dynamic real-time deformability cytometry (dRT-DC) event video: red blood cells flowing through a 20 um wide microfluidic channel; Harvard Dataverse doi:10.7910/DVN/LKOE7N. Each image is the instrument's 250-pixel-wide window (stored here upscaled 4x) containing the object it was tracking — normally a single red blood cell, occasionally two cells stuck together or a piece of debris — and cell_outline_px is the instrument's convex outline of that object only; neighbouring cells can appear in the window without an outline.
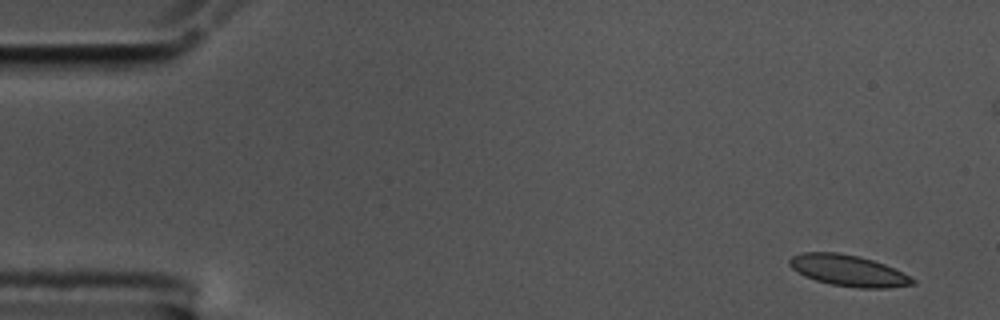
{"species": "common noctule bat (a hibernating species)", "species_latin": "Nyctalus noctula", "temperature_condition": "cold", "stored_images_in_passage": 55, "camera_frame_rate_fps": 3000, "um_per_image_px": 0.085, "animal": {"sex": "male", "body_mass_g": 17.5, "forearm_length_mm": 52.3}, "frame": {"image": 1, "passage_image": 1, "time_ms": 0.0, "image_size_px": [1000, 320], "cell_outline_px": [[916, 284], [888, 288], [860, 288], [832, 284], [816, 280], [804, 276], [792, 268], [788, 264], [788, 260], [792, 256], [804, 252], [836, 252], [860, 256], [884, 264], [916, 280]], "centroid_in_image_um": [72.08, 22.99], "position_along_channel_um": 12.9, "area_um2": 22.2}}
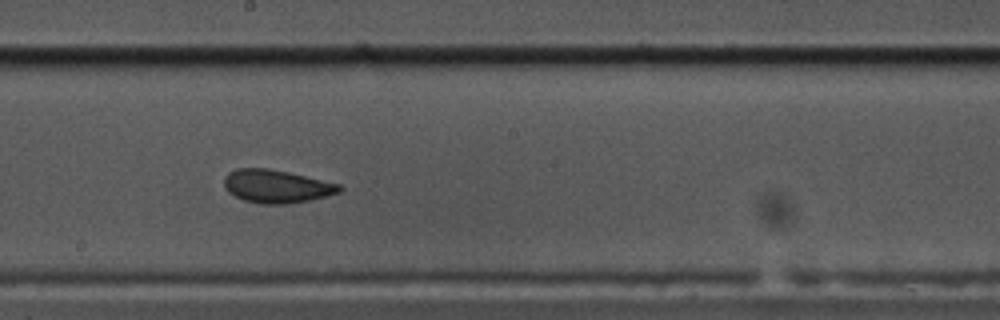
{"frame": {"image": 2, "passage_image": 29, "time_ms": 9.333, "image_size_px": [1000, 320], "cell_outline_px": [[344, 188], [340, 192], [308, 200], [288, 204], [260, 204], [244, 200], [228, 192], [224, 184], [224, 176], [228, 172], [236, 168], [268, 168], [288, 172], [340, 184]], "centroid_in_image_um": [23.48, 15.83], "position_along_channel_um": 224.7, "area_um2": 22.2}}
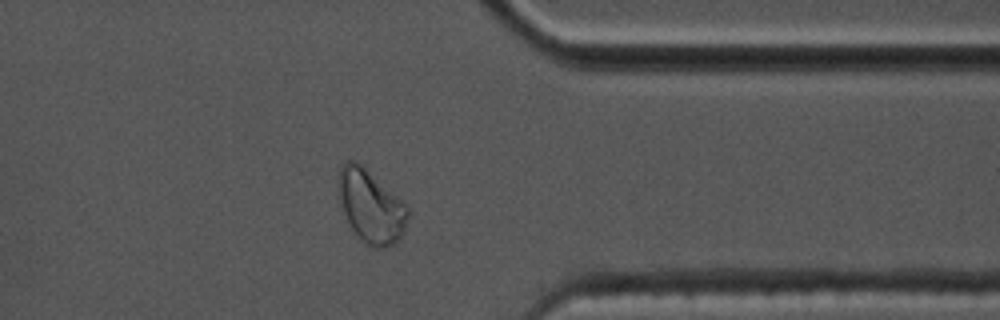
{"frame": {"image": 3, "passage_image": 43, "time_ms": 14.0, "image_size_px": [1000, 320], "cell_outline_px": [[408, 216], [404, 232], [392, 244], [384, 248], [372, 248], [364, 244], [360, 240], [348, 224], [340, 200], [336, 180], [340, 168], [344, 160], [352, 160], [360, 164], [404, 200], [408, 208]], "centroid_in_image_um": [31.5, 17.53], "position_along_channel_um": 379.9, "area_um2": 29.77}, "authors_computed_cell_mechanics": {"area_um2": 22.253, "velocity_mm_per_s": 3.4983, "shape_relaxation_time_tau1_ms": 4.8787, "shape_relaxation_time_tau2_ms": 1.9862, "deformation_change_tau1": 0.109, "deformation_change_tau2": 0.0645}}